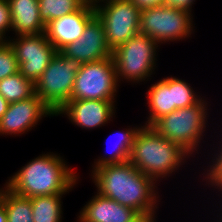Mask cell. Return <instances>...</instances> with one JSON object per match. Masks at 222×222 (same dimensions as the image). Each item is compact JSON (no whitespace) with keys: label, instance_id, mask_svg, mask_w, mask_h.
Wrapping results in <instances>:
<instances>
[{"label":"cell","instance_id":"cell-27","mask_svg":"<svg viewBox=\"0 0 222 222\" xmlns=\"http://www.w3.org/2000/svg\"><path fill=\"white\" fill-rule=\"evenodd\" d=\"M194 2L195 0H165V5L192 12Z\"/></svg>","mask_w":222,"mask_h":222},{"label":"cell","instance_id":"cell-12","mask_svg":"<svg viewBox=\"0 0 222 222\" xmlns=\"http://www.w3.org/2000/svg\"><path fill=\"white\" fill-rule=\"evenodd\" d=\"M61 51L81 64L112 57L113 52L107 43L104 25L97 15L87 23L81 37Z\"/></svg>","mask_w":222,"mask_h":222},{"label":"cell","instance_id":"cell-17","mask_svg":"<svg viewBox=\"0 0 222 222\" xmlns=\"http://www.w3.org/2000/svg\"><path fill=\"white\" fill-rule=\"evenodd\" d=\"M146 93L149 115L145 126H152L158 119L173 111L172 89H169V76L150 85Z\"/></svg>","mask_w":222,"mask_h":222},{"label":"cell","instance_id":"cell-16","mask_svg":"<svg viewBox=\"0 0 222 222\" xmlns=\"http://www.w3.org/2000/svg\"><path fill=\"white\" fill-rule=\"evenodd\" d=\"M8 2L14 37L45 32L46 25L40 17L38 0H8Z\"/></svg>","mask_w":222,"mask_h":222},{"label":"cell","instance_id":"cell-30","mask_svg":"<svg viewBox=\"0 0 222 222\" xmlns=\"http://www.w3.org/2000/svg\"><path fill=\"white\" fill-rule=\"evenodd\" d=\"M156 216H142L140 215L134 222H157Z\"/></svg>","mask_w":222,"mask_h":222},{"label":"cell","instance_id":"cell-34","mask_svg":"<svg viewBox=\"0 0 222 222\" xmlns=\"http://www.w3.org/2000/svg\"><path fill=\"white\" fill-rule=\"evenodd\" d=\"M5 187H6V184H4V187H3V188H0V199H1V195H2V192H3V190L5 189Z\"/></svg>","mask_w":222,"mask_h":222},{"label":"cell","instance_id":"cell-9","mask_svg":"<svg viewBox=\"0 0 222 222\" xmlns=\"http://www.w3.org/2000/svg\"><path fill=\"white\" fill-rule=\"evenodd\" d=\"M94 8L112 51L139 33L141 10L130 0H102Z\"/></svg>","mask_w":222,"mask_h":222},{"label":"cell","instance_id":"cell-6","mask_svg":"<svg viewBox=\"0 0 222 222\" xmlns=\"http://www.w3.org/2000/svg\"><path fill=\"white\" fill-rule=\"evenodd\" d=\"M81 63L59 51L34 83L35 94L56 113L73 92V84Z\"/></svg>","mask_w":222,"mask_h":222},{"label":"cell","instance_id":"cell-32","mask_svg":"<svg viewBox=\"0 0 222 222\" xmlns=\"http://www.w3.org/2000/svg\"><path fill=\"white\" fill-rule=\"evenodd\" d=\"M86 3H91V4H96L97 2L99 1H102V0H84Z\"/></svg>","mask_w":222,"mask_h":222},{"label":"cell","instance_id":"cell-33","mask_svg":"<svg viewBox=\"0 0 222 222\" xmlns=\"http://www.w3.org/2000/svg\"><path fill=\"white\" fill-rule=\"evenodd\" d=\"M219 192H222V190L221 191H219ZM222 209V208H221ZM222 211V210H221ZM221 211H219L220 213H219V216L217 215V222H222V212ZM218 218H220L219 219V221H218Z\"/></svg>","mask_w":222,"mask_h":222},{"label":"cell","instance_id":"cell-14","mask_svg":"<svg viewBox=\"0 0 222 222\" xmlns=\"http://www.w3.org/2000/svg\"><path fill=\"white\" fill-rule=\"evenodd\" d=\"M96 15L94 4L85 3L79 10L46 24L45 34L56 51L78 40L87 23Z\"/></svg>","mask_w":222,"mask_h":222},{"label":"cell","instance_id":"cell-25","mask_svg":"<svg viewBox=\"0 0 222 222\" xmlns=\"http://www.w3.org/2000/svg\"><path fill=\"white\" fill-rule=\"evenodd\" d=\"M19 72L15 51L8 41H0V80Z\"/></svg>","mask_w":222,"mask_h":222},{"label":"cell","instance_id":"cell-18","mask_svg":"<svg viewBox=\"0 0 222 222\" xmlns=\"http://www.w3.org/2000/svg\"><path fill=\"white\" fill-rule=\"evenodd\" d=\"M65 194L31 197L34 222H62V196Z\"/></svg>","mask_w":222,"mask_h":222},{"label":"cell","instance_id":"cell-24","mask_svg":"<svg viewBox=\"0 0 222 222\" xmlns=\"http://www.w3.org/2000/svg\"><path fill=\"white\" fill-rule=\"evenodd\" d=\"M220 143H222V141L219 142L220 148L216 147L218 150H214L216 152L210 161L212 163L209 162V169L207 168V172L205 169L203 173V177H205L203 178V181L206 180L204 184L207 186L208 183L209 187H213L218 191L222 190V144Z\"/></svg>","mask_w":222,"mask_h":222},{"label":"cell","instance_id":"cell-20","mask_svg":"<svg viewBox=\"0 0 222 222\" xmlns=\"http://www.w3.org/2000/svg\"><path fill=\"white\" fill-rule=\"evenodd\" d=\"M0 95L8 103L26 100L35 95V85L20 72L0 80Z\"/></svg>","mask_w":222,"mask_h":222},{"label":"cell","instance_id":"cell-23","mask_svg":"<svg viewBox=\"0 0 222 222\" xmlns=\"http://www.w3.org/2000/svg\"><path fill=\"white\" fill-rule=\"evenodd\" d=\"M169 89H172L173 111L197 104L203 97L197 94L186 80L169 76Z\"/></svg>","mask_w":222,"mask_h":222},{"label":"cell","instance_id":"cell-29","mask_svg":"<svg viewBox=\"0 0 222 222\" xmlns=\"http://www.w3.org/2000/svg\"><path fill=\"white\" fill-rule=\"evenodd\" d=\"M9 103L4 97L0 95V120L3 117L4 113L7 111Z\"/></svg>","mask_w":222,"mask_h":222},{"label":"cell","instance_id":"cell-31","mask_svg":"<svg viewBox=\"0 0 222 222\" xmlns=\"http://www.w3.org/2000/svg\"><path fill=\"white\" fill-rule=\"evenodd\" d=\"M0 222H7V212L4 205L0 202Z\"/></svg>","mask_w":222,"mask_h":222},{"label":"cell","instance_id":"cell-15","mask_svg":"<svg viewBox=\"0 0 222 222\" xmlns=\"http://www.w3.org/2000/svg\"><path fill=\"white\" fill-rule=\"evenodd\" d=\"M81 208L78 222H134L140 214L99 192Z\"/></svg>","mask_w":222,"mask_h":222},{"label":"cell","instance_id":"cell-7","mask_svg":"<svg viewBox=\"0 0 222 222\" xmlns=\"http://www.w3.org/2000/svg\"><path fill=\"white\" fill-rule=\"evenodd\" d=\"M193 14L169 5L145 8L140 12L139 33L159 45L182 41L194 33Z\"/></svg>","mask_w":222,"mask_h":222},{"label":"cell","instance_id":"cell-4","mask_svg":"<svg viewBox=\"0 0 222 222\" xmlns=\"http://www.w3.org/2000/svg\"><path fill=\"white\" fill-rule=\"evenodd\" d=\"M207 104V100L203 97L197 104L168 113L158 119L152 127L162 137L179 144L191 156L196 155L199 153L201 140L207 133L205 130L209 118Z\"/></svg>","mask_w":222,"mask_h":222},{"label":"cell","instance_id":"cell-22","mask_svg":"<svg viewBox=\"0 0 222 222\" xmlns=\"http://www.w3.org/2000/svg\"><path fill=\"white\" fill-rule=\"evenodd\" d=\"M84 0H38L40 17L45 23L69 15L79 10Z\"/></svg>","mask_w":222,"mask_h":222},{"label":"cell","instance_id":"cell-21","mask_svg":"<svg viewBox=\"0 0 222 222\" xmlns=\"http://www.w3.org/2000/svg\"><path fill=\"white\" fill-rule=\"evenodd\" d=\"M0 202L7 212V222H34L30 198L14 194L5 187Z\"/></svg>","mask_w":222,"mask_h":222},{"label":"cell","instance_id":"cell-2","mask_svg":"<svg viewBox=\"0 0 222 222\" xmlns=\"http://www.w3.org/2000/svg\"><path fill=\"white\" fill-rule=\"evenodd\" d=\"M76 174L60 154L47 152L27 162L5 184L14 194L27 198L66 194L79 181Z\"/></svg>","mask_w":222,"mask_h":222},{"label":"cell","instance_id":"cell-8","mask_svg":"<svg viewBox=\"0 0 222 222\" xmlns=\"http://www.w3.org/2000/svg\"><path fill=\"white\" fill-rule=\"evenodd\" d=\"M119 82L112 57L82 64L70 100L116 101Z\"/></svg>","mask_w":222,"mask_h":222},{"label":"cell","instance_id":"cell-10","mask_svg":"<svg viewBox=\"0 0 222 222\" xmlns=\"http://www.w3.org/2000/svg\"><path fill=\"white\" fill-rule=\"evenodd\" d=\"M8 42L15 51L19 72L34 83L42 75L57 53L45 33L34 35L8 36Z\"/></svg>","mask_w":222,"mask_h":222},{"label":"cell","instance_id":"cell-28","mask_svg":"<svg viewBox=\"0 0 222 222\" xmlns=\"http://www.w3.org/2000/svg\"><path fill=\"white\" fill-rule=\"evenodd\" d=\"M140 10L165 4V0H130Z\"/></svg>","mask_w":222,"mask_h":222},{"label":"cell","instance_id":"cell-26","mask_svg":"<svg viewBox=\"0 0 222 222\" xmlns=\"http://www.w3.org/2000/svg\"><path fill=\"white\" fill-rule=\"evenodd\" d=\"M10 31H12L10 5L8 0H0V41H7L6 34Z\"/></svg>","mask_w":222,"mask_h":222},{"label":"cell","instance_id":"cell-13","mask_svg":"<svg viewBox=\"0 0 222 222\" xmlns=\"http://www.w3.org/2000/svg\"><path fill=\"white\" fill-rule=\"evenodd\" d=\"M116 101L109 100H69L56 113L65 115L81 129H96L112 121Z\"/></svg>","mask_w":222,"mask_h":222},{"label":"cell","instance_id":"cell-5","mask_svg":"<svg viewBox=\"0 0 222 222\" xmlns=\"http://www.w3.org/2000/svg\"><path fill=\"white\" fill-rule=\"evenodd\" d=\"M159 46L147 35L138 33L114 49L112 58L118 82L125 80L139 84L148 81L157 67Z\"/></svg>","mask_w":222,"mask_h":222},{"label":"cell","instance_id":"cell-19","mask_svg":"<svg viewBox=\"0 0 222 222\" xmlns=\"http://www.w3.org/2000/svg\"><path fill=\"white\" fill-rule=\"evenodd\" d=\"M140 126L130 127L120 132H116L114 136L117 135V142L115 145L113 144V149H111V153L107 156L104 155L99 157L94 161V165L92 166V171L102 165L105 164H114V163H123L129 160L130 152L132 149L134 136ZM110 152V151H109Z\"/></svg>","mask_w":222,"mask_h":222},{"label":"cell","instance_id":"cell-11","mask_svg":"<svg viewBox=\"0 0 222 222\" xmlns=\"http://www.w3.org/2000/svg\"><path fill=\"white\" fill-rule=\"evenodd\" d=\"M55 113L35 94L29 99L9 103L0 120V135L19 136L31 131L43 117Z\"/></svg>","mask_w":222,"mask_h":222},{"label":"cell","instance_id":"cell-1","mask_svg":"<svg viewBox=\"0 0 222 222\" xmlns=\"http://www.w3.org/2000/svg\"><path fill=\"white\" fill-rule=\"evenodd\" d=\"M91 177L101 195L142 216L156 215L159 208L157 183L129 161L102 165L92 171Z\"/></svg>","mask_w":222,"mask_h":222},{"label":"cell","instance_id":"cell-3","mask_svg":"<svg viewBox=\"0 0 222 222\" xmlns=\"http://www.w3.org/2000/svg\"><path fill=\"white\" fill-rule=\"evenodd\" d=\"M140 126L128 161L156 183L169 178L191 155L179 144L162 137L152 126Z\"/></svg>","mask_w":222,"mask_h":222}]
</instances>
